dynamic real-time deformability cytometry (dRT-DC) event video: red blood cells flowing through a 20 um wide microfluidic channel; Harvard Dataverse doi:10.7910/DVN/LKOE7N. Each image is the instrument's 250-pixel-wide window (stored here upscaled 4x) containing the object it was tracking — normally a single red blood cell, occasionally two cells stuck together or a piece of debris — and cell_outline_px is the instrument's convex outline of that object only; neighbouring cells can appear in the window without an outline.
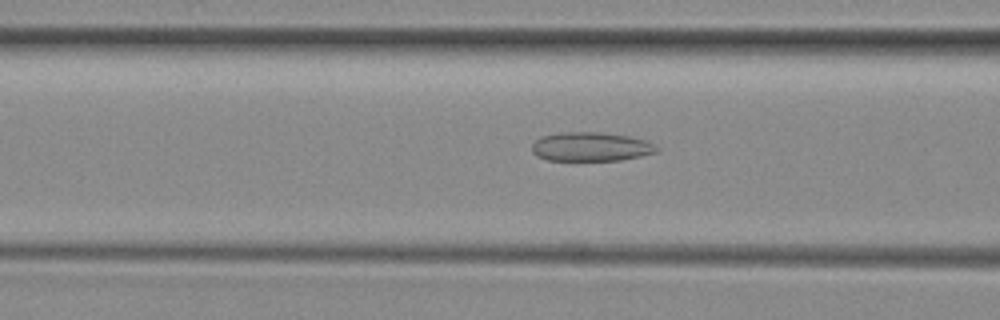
{"species": "common noctule bat (a hibernating species)", "species_latin": "Nyctalus noctula", "temperature_condition": "room temperature", "stored_images_in_passage": 34, "camera_frame_rate_fps": 3000, "um_per_image_px": 0.085, "animal": {"sex": "female", "body_mass_g": 29.2, "forearm_length_mm": 56.3}, "frame": {"image": 1, "passage_image": 8, "time_ms": 2.333, "image_size_px": [1000, 320], "cell_outline_px": [[660, 148], [656, 152], [640, 156], [620, 160], [548, 160], [536, 156], [532, 152], [532, 144], [540, 136], [564, 132], [600, 132], [628, 136], [644, 140]], "centroid_in_image_um": [50.19, 12.47], "position_along_channel_um": 116.4, "area_um2": 20.98}}
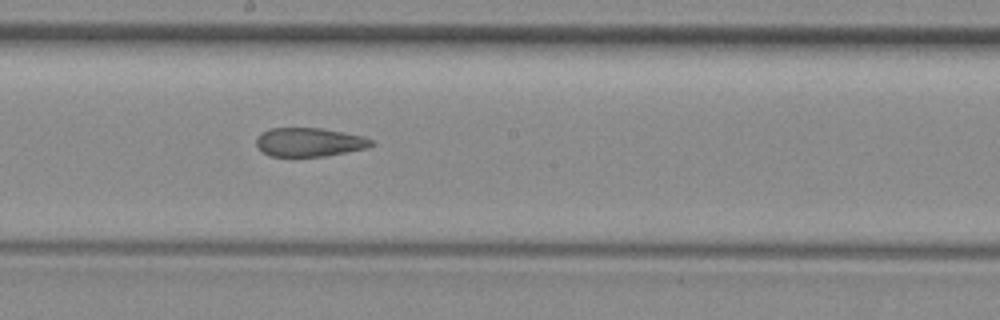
{"frame": {"image": 2, "passage_image": 16, "time_ms": 5.0, "image_size_px": [1000, 320], "cell_outline_px": [[376, 144], [368, 148], [324, 156], [268, 156], [256, 144], [256, 136], [260, 132], [268, 128], [324, 128], [364, 136], [372, 140]], "centroid_in_image_um": [26.3, 12.07], "position_along_channel_um": 221.9, "area_um2": 19.48}}
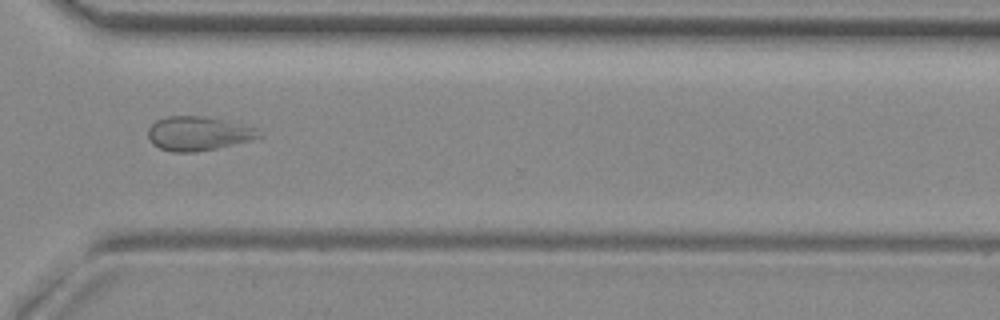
{"frame": {"image": 3, "passage_image": 26, "time_ms": 8.333, "image_size_px": [1000, 320], "cell_outline_px": [[264, 136], [252, 140], [216, 148], [196, 152], [172, 152], [160, 148], [152, 144], [148, 136], [148, 128], [156, 120], [168, 116], [200, 116], [220, 120], [256, 128]], "centroid_in_image_um": [16.82, 11.36], "position_along_channel_um": 353.8, "area_um2": 21.79}, "authors_computed_cell_mechanics": {"area_um2": 20.3456, "velocity_mm_per_s": 3.966, "shape_relaxation_time_tau1_ms": null, "shape_relaxation_time_tau2_ms": 1.9586, "deformation_change_tau1": null, "deformation_change_tau2": 0.0886}}